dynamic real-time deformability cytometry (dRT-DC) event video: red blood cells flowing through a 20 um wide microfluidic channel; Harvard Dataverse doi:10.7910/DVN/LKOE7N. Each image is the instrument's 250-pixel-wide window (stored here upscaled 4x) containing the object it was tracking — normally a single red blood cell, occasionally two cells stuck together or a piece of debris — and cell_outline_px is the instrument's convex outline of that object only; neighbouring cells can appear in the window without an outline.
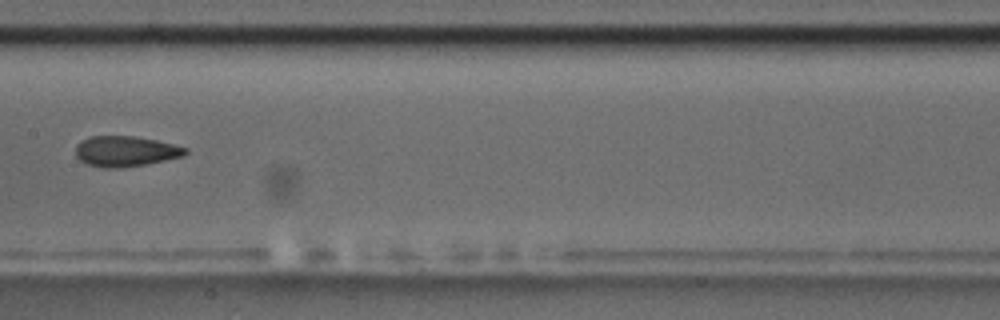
{"species": "common noctule bat (a hibernating species)", "species_latin": "Nyctalus noctula", "temperature_condition": "room temperature", "stored_images_in_passage": 7, "camera_frame_rate_fps": 3000, "um_per_image_px": 0.085, "animal": {"sex": "male", "body_mass_g": 17.5, "forearm_length_mm": 52.3}, "frame": {"image": 1, "passage_image": 7, "time_ms": 2.0, "image_size_px": [1000, 320], "cell_outline_px": [[188, 152], [184, 156], [144, 164], [120, 168], [104, 168], [88, 164], [80, 160], [76, 156], [76, 144], [88, 136], [136, 136], [156, 140], [188, 148]], "centroid_in_image_um": [10.66, 12.85], "position_along_channel_um": 196.7, "area_um2": 19.48}}